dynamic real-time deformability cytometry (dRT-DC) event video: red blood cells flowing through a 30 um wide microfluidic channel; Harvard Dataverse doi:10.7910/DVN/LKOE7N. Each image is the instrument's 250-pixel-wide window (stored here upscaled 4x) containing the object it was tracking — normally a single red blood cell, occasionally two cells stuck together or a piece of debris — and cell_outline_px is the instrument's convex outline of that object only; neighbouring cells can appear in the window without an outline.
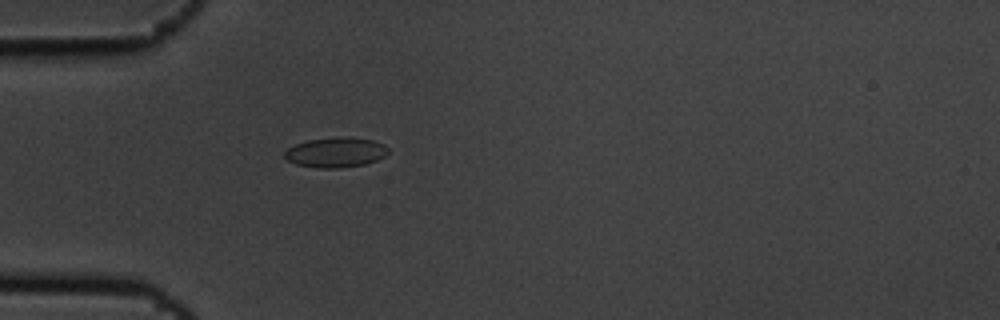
{"species": "common noctule bat (a hibernating species)", "species_latin": "Nyctalus noctula", "temperature_condition": "cold", "stored_images_in_passage": 2, "camera_frame_rate_fps": 3000, "um_per_image_px": 0.085, "animal": {"sex": "male", "body_mass_g": 19.5, "forearm_length_mm": 54.6}, "frame": {"image": 1, "passage_image": 2, "time_ms": 0.333, "image_size_px": [1000, 320], "cell_outline_px": [[388, 152], [384, 156], [376, 160], [364, 164], [340, 168], [316, 168], [296, 164], [288, 160], [284, 156], [284, 152], [288, 148], [296, 144], [308, 140], [340, 136], [372, 140], [384, 144], [388, 148]], "centroid_in_image_um": [28.52, 12.95], "position_along_channel_um": 56.5, "area_um2": 18.03}}